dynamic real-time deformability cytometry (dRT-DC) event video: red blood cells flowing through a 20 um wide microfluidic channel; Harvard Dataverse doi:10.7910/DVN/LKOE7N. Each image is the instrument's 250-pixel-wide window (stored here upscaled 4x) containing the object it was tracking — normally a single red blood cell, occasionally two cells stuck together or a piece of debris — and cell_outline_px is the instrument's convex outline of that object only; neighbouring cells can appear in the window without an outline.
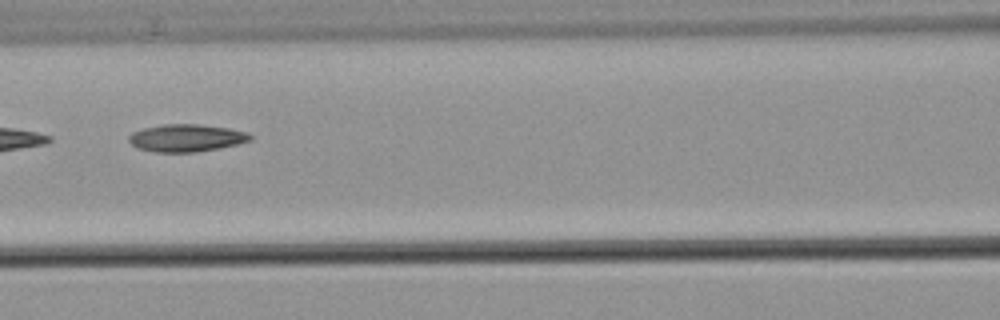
{"species": "common noctule bat (a hibernating species)", "species_latin": "Nyctalus noctula", "temperature_condition": "warm", "stored_images_in_passage": 7, "camera_frame_rate_fps": 3000, "um_per_image_px": 0.085, "animal": {"sex": "male", "body_mass_g": 21.5, "forearm_length_mm": 52.0}, "frame": {"image": 1, "passage_image": 7, "time_ms": 7.333, "image_size_px": [1000, 320], "cell_outline_px": [[252, 140], [220, 148], [196, 152], [152, 152], [136, 148], [128, 140], [128, 136], [132, 132], [144, 128], [164, 124], [200, 124], [228, 128], [248, 132], [252, 136]], "centroid_in_image_um": [15.83, 11.73], "position_along_channel_um": 150.8, "area_um2": 19.54}}